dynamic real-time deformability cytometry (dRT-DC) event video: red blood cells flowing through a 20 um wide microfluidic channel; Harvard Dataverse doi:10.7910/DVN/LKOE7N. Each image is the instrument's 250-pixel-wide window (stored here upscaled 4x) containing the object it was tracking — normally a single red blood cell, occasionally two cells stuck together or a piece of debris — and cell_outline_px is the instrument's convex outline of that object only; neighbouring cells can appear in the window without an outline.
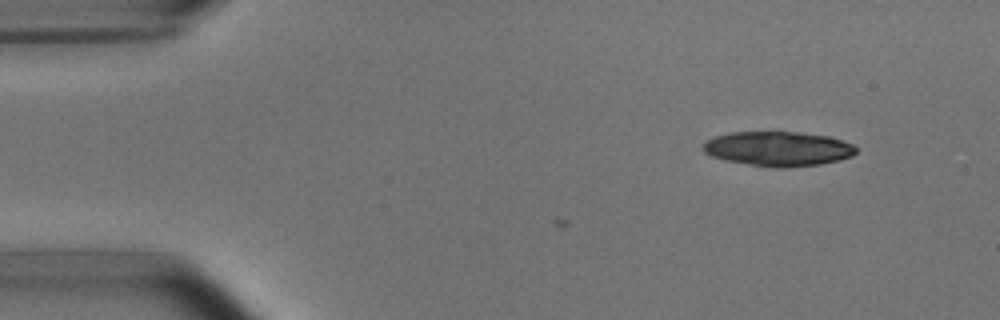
{"species": "common noctule bat (a hibernating species)", "species_latin": "Nyctalus noctula", "temperature_condition": "room temperature", "stored_images_in_passage": 4, "camera_frame_rate_fps": 3000, "um_per_image_px": 0.085, "animal": {"sex": "male", "body_mass_g": 15.6}, "frame": {"image": 1, "passage_image": 1, "time_ms": 0.0, "image_size_px": [1000, 320], "cell_outline_px": [[856, 152], [852, 156], [840, 160], [820, 164], [784, 168], [780, 168], [752, 164], [728, 160], [712, 156], [704, 152], [704, 140], [716, 136], [732, 132], [800, 132], [828, 136], [852, 144], [856, 148]], "centroid_in_image_um": [66.16, 12.63], "position_along_channel_um": 18.8, "area_um2": 30.52}}